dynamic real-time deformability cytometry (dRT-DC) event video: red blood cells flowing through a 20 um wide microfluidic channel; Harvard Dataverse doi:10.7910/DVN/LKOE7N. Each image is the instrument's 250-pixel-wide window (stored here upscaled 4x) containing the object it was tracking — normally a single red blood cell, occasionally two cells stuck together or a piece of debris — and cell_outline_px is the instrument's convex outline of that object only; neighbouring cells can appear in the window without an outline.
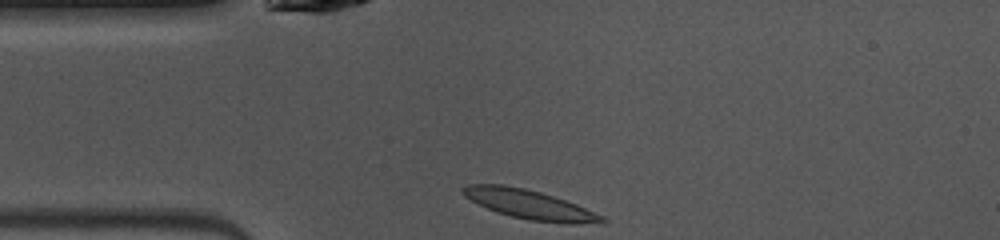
{"species": "common noctule bat (a hibernating species)", "species_latin": "Nyctalus noctula", "temperature_condition": "warm", "stored_images_in_passage": 39, "camera_frame_rate_fps": 3000, "um_per_image_px": 0.085, "animal": {"sex": "female", "body_mass_g": 10.0, "forearm_length_mm": 53.1}, "frame": {"image": 1, "passage_image": 1, "time_ms": 0.0, "image_size_px": [1000, 240], "cell_outline_px": [[608, 220], [604, 224], [564, 224], [528, 220], [496, 212], [464, 196], [460, 192], [460, 188], [468, 184], [504, 184], [524, 188], [540, 192], [576, 204], [604, 216]], "centroid_in_image_um": [45.06, 17.4], "position_along_channel_um": 39.9, "area_um2": 23.87}}
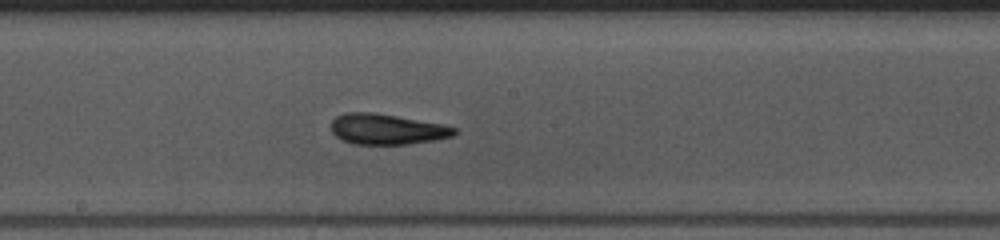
{"frame": {"image": 2, "passage_image": 15, "time_ms": 4.667, "image_size_px": [1000, 240], "cell_outline_px": [[456, 132], [452, 136], [432, 140], [408, 144], [352, 144], [336, 136], [332, 132], [332, 120], [336, 116], [344, 112], [372, 112], [444, 124], [456, 128]], "centroid_in_image_um": [32.86, 10.97], "position_along_channel_um": 215.3, "area_um2": 21.79}}
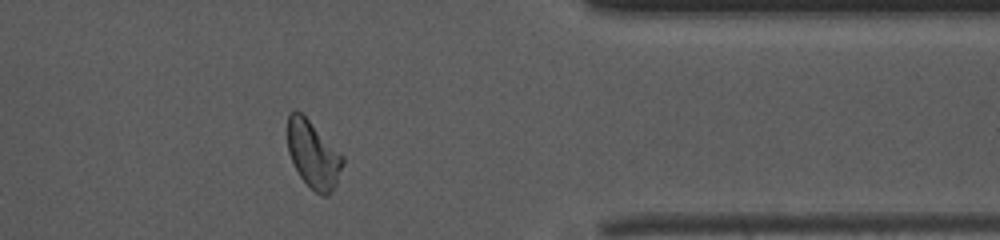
{"frame": {"image": 3, "passage_image": 29, "time_ms": 9.333, "image_size_px": [1000, 240], "cell_outline_px": [[344, 164], [336, 184], [328, 196], [324, 196], [316, 192], [300, 176], [288, 152], [288, 116], [296, 108], [344, 156]], "centroid_in_image_um": [26.64, 13.14], "position_along_channel_um": 384.8, "area_um2": 21.15}, "authors_computed_cell_mechanics": {"area_um2": 21.7328, "velocity_mm_per_s": 4.0481, "shape_relaxation_time_tau1_ms": 3.2081, "shape_relaxation_time_tau2_ms": 1.9115, "deformation_change_tau1": 0.1321, "deformation_change_tau2": 0.1074}}